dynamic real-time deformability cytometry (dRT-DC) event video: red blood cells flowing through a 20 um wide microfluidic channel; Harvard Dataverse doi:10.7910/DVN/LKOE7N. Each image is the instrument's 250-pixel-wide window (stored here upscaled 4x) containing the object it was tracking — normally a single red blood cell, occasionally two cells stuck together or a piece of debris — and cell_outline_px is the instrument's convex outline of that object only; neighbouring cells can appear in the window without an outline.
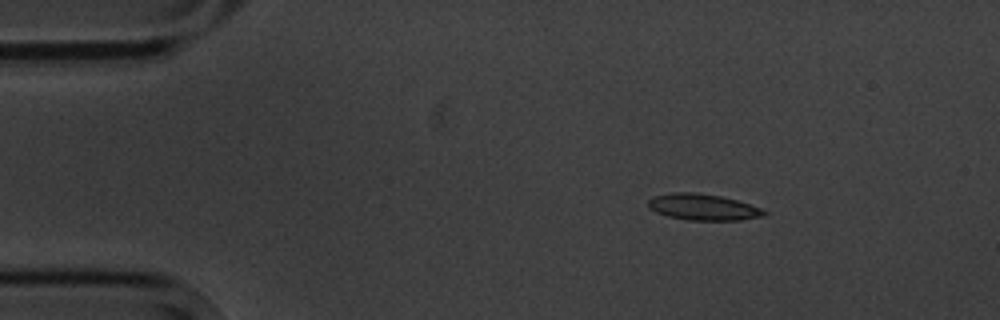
{"species": "common noctule bat (a hibernating species)", "species_latin": "Nyctalus noctula", "temperature_condition": "cold", "stored_images_in_passage": 3, "camera_frame_rate_fps": 3000, "um_per_image_px": 0.085, "animal": {"sex": "male", "body_mass_g": 20.1, "forearm_length_mm": 53.5}, "frame": {"image": 1, "passage_image": 1, "time_ms": 0.0, "image_size_px": [1000, 320], "cell_outline_px": [[768, 212], [764, 216], [740, 220], [688, 220], [668, 216], [656, 212], [648, 208], [648, 200], [652, 196], [672, 192], [696, 192], [720, 196], [736, 200], [760, 208]], "centroid_in_image_um": [59.72, 17.6], "position_along_channel_um": 25.3, "area_um2": 17.74}}